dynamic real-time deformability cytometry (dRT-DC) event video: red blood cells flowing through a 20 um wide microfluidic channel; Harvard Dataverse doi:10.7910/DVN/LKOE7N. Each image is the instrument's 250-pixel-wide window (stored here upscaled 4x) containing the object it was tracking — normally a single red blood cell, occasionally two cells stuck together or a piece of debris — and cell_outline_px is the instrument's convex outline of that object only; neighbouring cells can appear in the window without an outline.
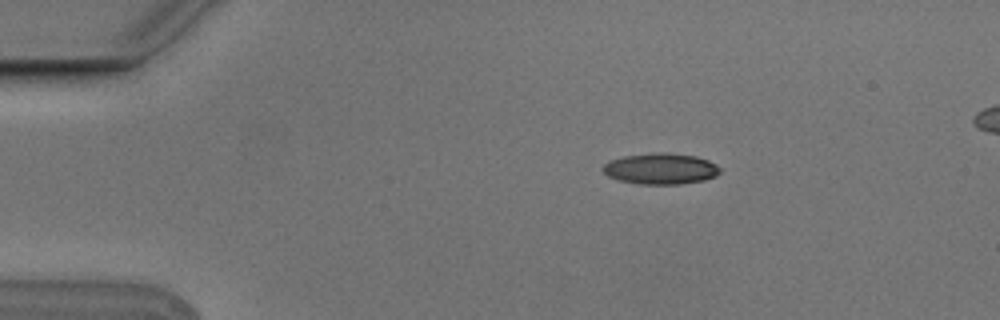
{"species": "Egyptian fruit bat (a non-hibernating species)", "species_latin": "Rousettus aegyptiacus", "temperature_condition": "cold", "stored_images_in_passage": 5, "segment_of_instrument_passage": [1, 2], "camera_frame_rate_fps": 3000, "um_per_image_px": 0.085, "animal": {"sex": "male"}, "frame": {"image": 1, "passage_image": 2, "time_ms": 0.333, "image_size_px": [1000, 320], "cell_outline_px": [[720, 172], [716, 176], [704, 180], [680, 184], [640, 184], [620, 180], [608, 176], [600, 168], [604, 164], [612, 160], [624, 156], [652, 152], [668, 152], [696, 156], [708, 160], [716, 164], [720, 168]], "centroid_in_image_um": [56.17, 14.33], "position_along_channel_um": 28.8, "area_um2": 21.27}}